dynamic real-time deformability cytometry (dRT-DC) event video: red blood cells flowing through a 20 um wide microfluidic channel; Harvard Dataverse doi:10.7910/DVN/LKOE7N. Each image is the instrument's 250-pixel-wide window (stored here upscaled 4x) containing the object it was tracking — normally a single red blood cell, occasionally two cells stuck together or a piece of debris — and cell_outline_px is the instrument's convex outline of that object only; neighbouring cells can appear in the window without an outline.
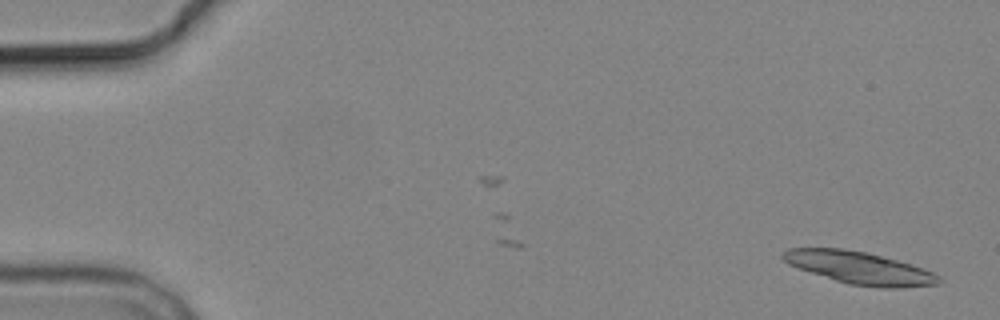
{"species": "common noctule bat (a hibernating species)", "species_latin": "Nyctalus noctula", "temperature_condition": "cold", "stored_images_in_passage": 2, "camera_frame_rate_fps": 3000, "um_per_image_px": 0.085, "animal": {"sex": "male", "body_mass_g": 19.2, "forearm_length_mm": 51.8}, "frame": {"image": 1, "passage_image": 2, "time_ms": 1.333, "image_size_px": [1000, 320], "cell_outline_px": [[944, 280], [940, 284], [900, 288], [880, 288], [848, 284], [796, 268], [788, 264], [780, 256], [788, 248], [844, 248], [864, 252], [896, 260], [932, 272], [940, 276]], "centroid_in_image_um": [73.04, 22.78], "position_along_channel_um": 12.0, "area_um2": 29.36}}